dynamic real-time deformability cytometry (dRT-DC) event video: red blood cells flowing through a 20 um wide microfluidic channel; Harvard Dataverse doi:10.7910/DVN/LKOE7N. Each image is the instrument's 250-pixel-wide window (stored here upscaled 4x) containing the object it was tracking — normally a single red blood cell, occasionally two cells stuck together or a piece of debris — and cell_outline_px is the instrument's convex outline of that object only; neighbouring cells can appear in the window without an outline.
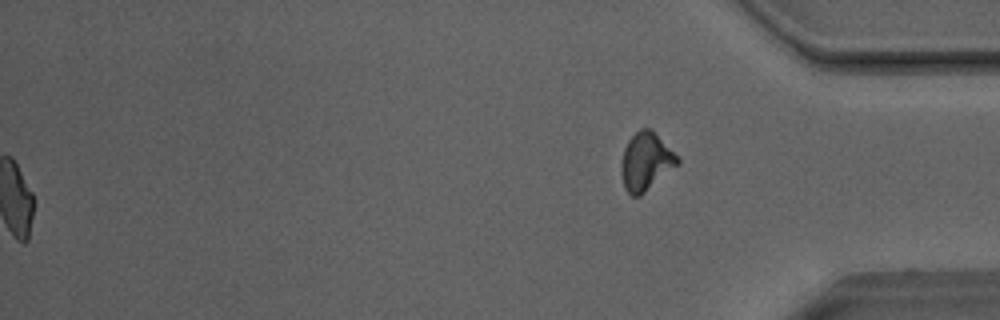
{"species": "Egyptian fruit bat (a non-hibernating species)", "species_latin": "Rousettus aegyptiacus", "temperature_condition": "room temperature", "stored_images_in_passage": 52, "segment_of_instrument_passage": [2, 2], "camera_frame_rate_fps": 3000, "um_per_image_px": 0.085, "animal": {"sex": "male"}, "frame": {"image": 1, "passage_image": 52, "time_ms": 17.0, "image_size_px": [1000, 320], "cell_outline_px": [[680, 164], [640, 196], [632, 196], [624, 188], [620, 172], [620, 164], [624, 148], [628, 140], [640, 128], [652, 128], [680, 156]], "centroid_in_image_um": [54.93, 13.71], "position_along_channel_um": 380.3, "area_um2": 19.54}}